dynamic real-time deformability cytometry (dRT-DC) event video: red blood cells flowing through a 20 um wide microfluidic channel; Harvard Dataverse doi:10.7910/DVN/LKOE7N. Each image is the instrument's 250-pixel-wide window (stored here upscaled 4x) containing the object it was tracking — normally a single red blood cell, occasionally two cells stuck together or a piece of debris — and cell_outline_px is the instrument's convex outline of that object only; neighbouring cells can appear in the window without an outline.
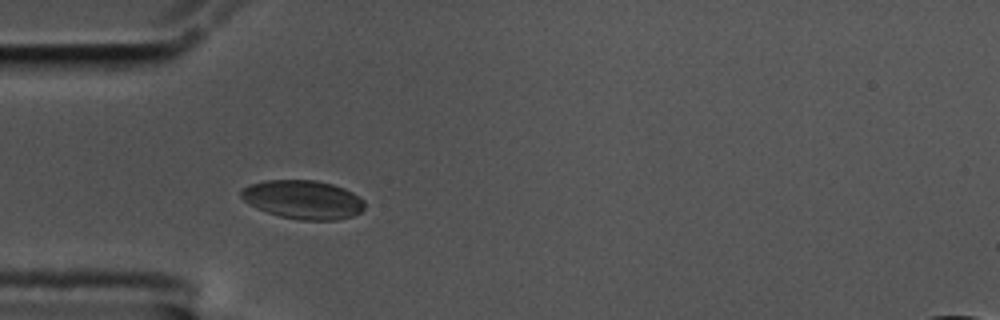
{"species": "common noctule bat (a hibernating species)", "species_latin": "Nyctalus noctula", "temperature_condition": "cold", "stored_images_in_passage": 42, "camera_frame_rate_fps": 3000, "um_per_image_px": 0.085, "animal": {"sex": "male", "body_mass_g": 17.5, "forearm_length_mm": 52.3}, "frame": {"image": 1, "passage_image": 1, "time_ms": 0.0, "image_size_px": [1000, 320], "cell_outline_px": [[364, 208], [360, 212], [352, 216], [336, 220], [300, 220], [280, 216], [256, 208], [248, 204], [240, 196], [240, 192], [248, 184], [264, 180], [316, 180], [332, 184], [344, 188], [352, 192], [364, 200]], "centroid_in_image_um": [25.74, 16.96], "position_along_channel_um": 59.3, "area_um2": 27.92}}
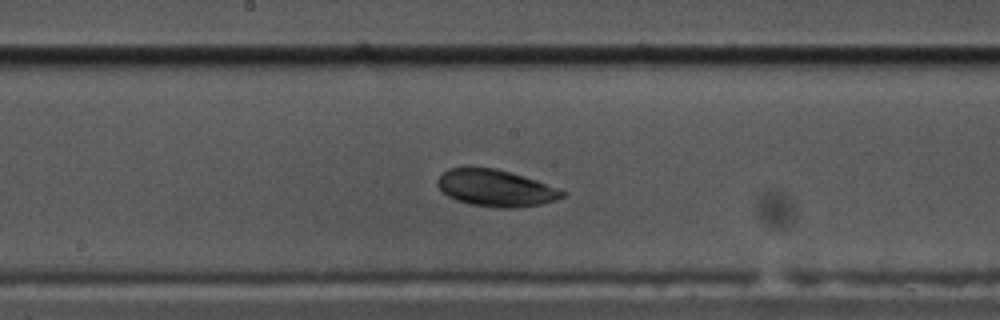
{"frame": {"image": 2, "passage_image": 14, "time_ms": 4.333, "image_size_px": [1000, 320], "cell_outline_px": [[568, 192], [564, 196], [556, 200], [540, 204], [520, 208], [500, 208], [472, 204], [456, 200], [448, 196], [436, 184], [436, 180], [448, 168], [468, 164], [496, 168], [524, 176], [536, 180]], "centroid_in_image_um": [42.1, 15.95], "position_along_channel_um": 206.1, "area_um2": 27.28}}
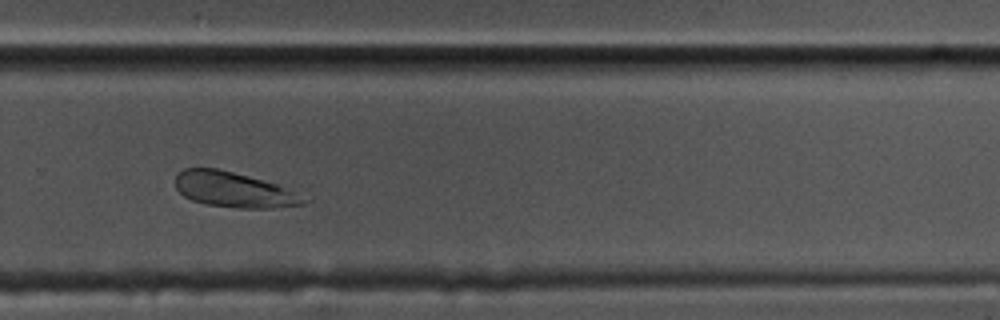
{"frame": {"image": 3, "passage_image": 23, "time_ms": 7.333, "image_size_px": [1000, 320], "cell_outline_px": [[312, 200], [308, 204], [268, 208], [240, 208], [208, 204], [192, 200], [184, 196], [176, 188], [176, 176], [184, 168], [216, 168], [248, 176], [276, 184]], "centroid_in_image_um": [19.9, 16.13], "position_along_channel_um": 309.9, "area_um2": 26.07}, "authors_computed_cell_mechanics": {"area_um2": 27.5128, "velocity_mm_per_s": 3.467, "shape_relaxation_time_tau1_ms": null, "shape_relaxation_time_tau2_ms": 3.1066, "deformation_change_tau1": null, "deformation_change_tau2": 0.0749}}